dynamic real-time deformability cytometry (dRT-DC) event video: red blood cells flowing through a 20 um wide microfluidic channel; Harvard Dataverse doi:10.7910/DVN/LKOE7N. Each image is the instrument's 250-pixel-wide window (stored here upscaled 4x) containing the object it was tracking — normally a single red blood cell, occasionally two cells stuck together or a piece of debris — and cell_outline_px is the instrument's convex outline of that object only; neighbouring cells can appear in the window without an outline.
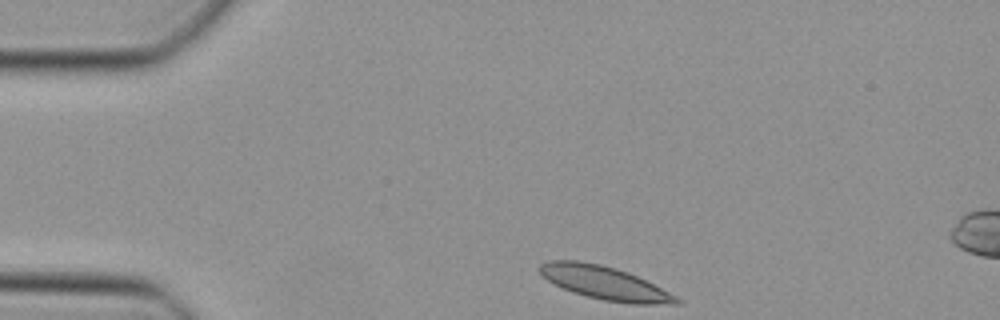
{"species": "Egyptian fruit bat (a non-hibernating species)", "species_latin": "Rousettus aegyptiacus", "temperature_condition": "cold", "stored_images_in_passage": 7, "camera_frame_rate_fps": 3000, "um_per_image_px": 0.085, "animal": {"sex": "female"}, "frame": {"image": 1, "passage_image": 1, "time_ms": 0.0, "image_size_px": [1000, 320], "cell_outline_px": [[684, 300], [680, 304], [628, 304], [604, 300], [572, 292], [548, 280], [536, 268], [540, 264], [548, 260], [576, 260], [600, 264], [616, 268], [628, 272]], "centroid_in_image_um": [51.39, 24.05], "position_along_channel_um": 33.6, "area_um2": 26.36}}